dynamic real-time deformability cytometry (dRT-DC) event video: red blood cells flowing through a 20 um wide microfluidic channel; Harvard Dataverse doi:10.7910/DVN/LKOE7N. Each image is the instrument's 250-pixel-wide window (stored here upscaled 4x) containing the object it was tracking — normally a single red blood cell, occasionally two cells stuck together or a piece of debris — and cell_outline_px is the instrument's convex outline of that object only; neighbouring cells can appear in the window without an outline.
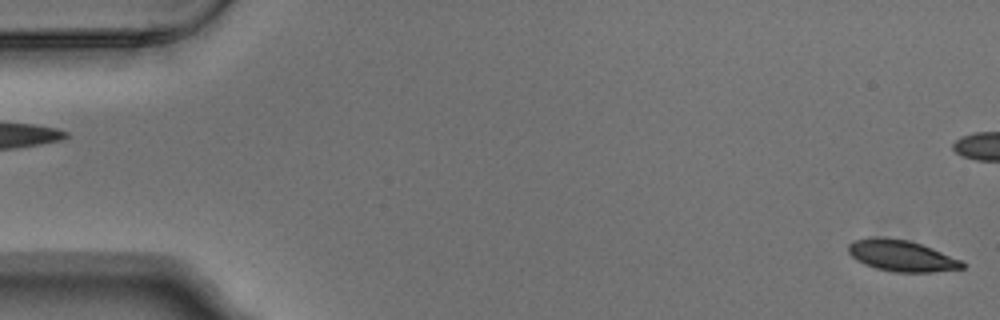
{"species": "Egyptian fruit bat (a non-hibernating species)", "species_latin": "Rousettus aegyptiacus", "temperature_condition": "warm", "stored_images_in_passage": 5, "segment_of_instrument_passage": [2, 2], "camera_frame_rate_fps": 3000, "um_per_image_px": 0.085, "animal": {"sex": "male"}, "frame": {"image": 1, "passage_image": 5, "time_ms": 1.333, "image_size_px": [1000, 320], "cell_outline_px": [[964, 268], [932, 272], [892, 272], [876, 268], [864, 264], [856, 260], [848, 252], [848, 244], [852, 240], [868, 236], [884, 236], [908, 240], [932, 248], [964, 260]], "centroid_in_image_um": [76.6, 21.72], "position_along_channel_um": 8.4, "area_um2": 21.15}}